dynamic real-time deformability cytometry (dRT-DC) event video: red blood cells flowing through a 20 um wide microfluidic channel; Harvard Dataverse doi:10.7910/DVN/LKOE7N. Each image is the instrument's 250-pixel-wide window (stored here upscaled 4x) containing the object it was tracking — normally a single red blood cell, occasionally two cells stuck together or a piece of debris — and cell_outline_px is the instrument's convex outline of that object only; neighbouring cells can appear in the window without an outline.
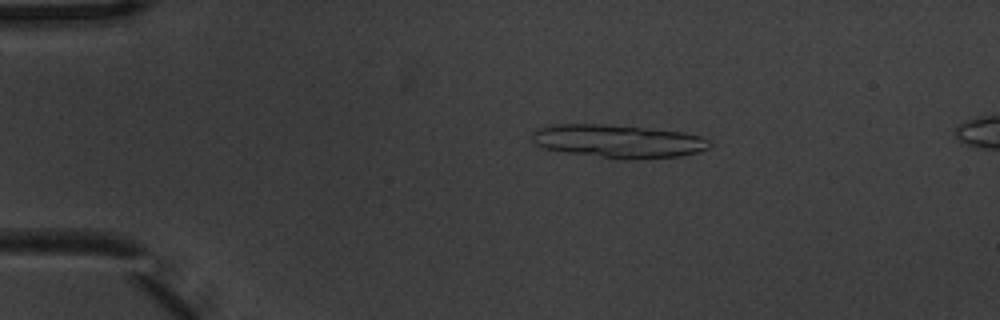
{"species": "common noctule bat (a hibernating species)", "species_latin": "Nyctalus noctula", "temperature_condition": "warm", "stored_images_in_passage": 7, "segment_of_instrument_passage": [1, 2], "camera_frame_rate_fps": 3000, "um_per_image_px": 0.085, "animal": {"sex": "male", "body_mass_g": 20.1, "forearm_length_mm": 53.5}, "frame": {"image": 1, "passage_image": 4, "time_ms": 1.0, "image_size_px": [1000, 320], "cell_outline_px": [[712, 144], [708, 148], [696, 152], [680, 156], [636, 160], [600, 156], [568, 152], [540, 148], [532, 140], [532, 132], [536, 128], [552, 124], [604, 124], [684, 132], [700, 136], [708, 140]], "centroid_in_image_um": [52.52, 11.99], "position_along_channel_um": 32.5, "area_um2": 34.16}}